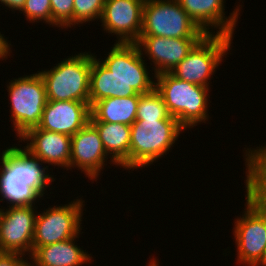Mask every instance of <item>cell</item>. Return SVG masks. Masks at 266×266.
<instances>
[{
	"mask_svg": "<svg viewBox=\"0 0 266 266\" xmlns=\"http://www.w3.org/2000/svg\"><path fill=\"white\" fill-rule=\"evenodd\" d=\"M19 253L0 252V266H33Z\"/></svg>",
	"mask_w": 266,
	"mask_h": 266,
	"instance_id": "obj_27",
	"label": "cell"
},
{
	"mask_svg": "<svg viewBox=\"0 0 266 266\" xmlns=\"http://www.w3.org/2000/svg\"><path fill=\"white\" fill-rule=\"evenodd\" d=\"M91 123L98 130L107 155L110 154V163L130 170V125L107 122Z\"/></svg>",
	"mask_w": 266,
	"mask_h": 266,
	"instance_id": "obj_19",
	"label": "cell"
},
{
	"mask_svg": "<svg viewBox=\"0 0 266 266\" xmlns=\"http://www.w3.org/2000/svg\"><path fill=\"white\" fill-rule=\"evenodd\" d=\"M155 89L160 94L169 114L186 130L209 118V88L182 81L171 73L155 76Z\"/></svg>",
	"mask_w": 266,
	"mask_h": 266,
	"instance_id": "obj_2",
	"label": "cell"
},
{
	"mask_svg": "<svg viewBox=\"0 0 266 266\" xmlns=\"http://www.w3.org/2000/svg\"><path fill=\"white\" fill-rule=\"evenodd\" d=\"M242 217L235 221L234 238L237 245V262L257 266L266 250V210L257 202L246 198Z\"/></svg>",
	"mask_w": 266,
	"mask_h": 266,
	"instance_id": "obj_8",
	"label": "cell"
},
{
	"mask_svg": "<svg viewBox=\"0 0 266 266\" xmlns=\"http://www.w3.org/2000/svg\"><path fill=\"white\" fill-rule=\"evenodd\" d=\"M52 26L61 27L63 29L73 27V9L74 0H50Z\"/></svg>",
	"mask_w": 266,
	"mask_h": 266,
	"instance_id": "obj_25",
	"label": "cell"
},
{
	"mask_svg": "<svg viewBox=\"0 0 266 266\" xmlns=\"http://www.w3.org/2000/svg\"><path fill=\"white\" fill-rule=\"evenodd\" d=\"M257 266H266V250L262 258V261Z\"/></svg>",
	"mask_w": 266,
	"mask_h": 266,
	"instance_id": "obj_32",
	"label": "cell"
},
{
	"mask_svg": "<svg viewBox=\"0 0 266 266\" xmlns=\"http://www.w3.org/2000/svg\"><path fill=\"white\" fill-rule=\"evenodd\" d=\"M19 139V142H30L24 148L41 162L70 169L71 136L37 126L27 130Z\"/></svg>",
	"mask_w": 266,
	"mask_h": 266,
	"instance_id": "obj_14",
	"label": "cell"
},
{
	"mask_svg": "<svg viewBox=\"0 0 266 266\" xmlns=\"http://www.w3.org/2000/svg\"><path fill=\"white\" fill-rule=\"evenodd\" d=\"M145 0H105L101 17L105 32L116 34V43H136L142 30Z\"/></svg>",
	"mask_w": 266,
	"mask_h": 266,
	"instance_id": "obj_11",
	"label": "cell"
},
{
	"mask_svg": "<svg viewBox=\"0 0 266 266\" xmlns=\"http://www.w3.org/2000/svg\"><path fill=\"white\" fill-rule=\"evenodd\" d=\"M81 198L69 204L49 207L38 213L35 222L33 247H41L64 241L81 233L83 206Z\"/></svg>",
	"mask_w": 266,
	"mask_h": 266,
	"instance_id": "obj_9",
	"label": "cell"
},
{
	"mask_svg": "<svg viewBox=\"0 0 266 266\" xmlns=\"http://www.w3.org/2000/svg\"><path fill=\"white\" fill-rule=\"evenodd\" d=\"M105 60L92 53L89 105L110 97L146 94L155 89L146 62L136 43H114ZM143 57V58H142Z\"/></svg>",
	"mask_w": 266,
	"mask_h": 266,
	"instance_id": "obj_1",
	"label": "cell"
},
{
	"mask_svg": "<svg viewBox=\"0 0 266 266\" xmlns=\"http://www.w3.org/2000/svg\"><path fill=\"white\" fill-rule=\"evenodd\" d=\"M11 44L7 41L6 38H4V35L0 33V59L4 60L5 58L7 59V56H10V50ZM4 58V59H3Z\"/></svg>",
	"mask_w": 266,
	"mask_h": 266,
	"instance_id": "obj_28",
	"label": "cell"
},
{
	"mask_svg": "<svg viewBox=\"0 0 266 266\" xmlns=\"http://www.w3.org/2000/svg\"><path fill=\"white\" fill-rule=\"evenodd\" d=\"M141 94L128 97L101 99L90 106V122H107L132 125L136 121Z\"/></svg>",
	"mask_w": 266,
	"mask_h": 266,
	"instance_id": "obj_20",
	"label": "cell"
},
{
	"mask_svg": "<svg viewBox=\"0 0 266 266\" xmlns=\"http://www.w3.org/2000/svg\"><path fill=\"white\" fill-rule=\"evenodd\" d=\"M250 149V150H249ZM247 148L246 155V198L258 201L266 193V145L256 149Z\"/></svg>",
	"mask_w": 266,
	"mask_h": 266,
	"instance_id": "obj_22",
	"label": "cell"
},
{
	"mask_svg": "<svg viewBox=\"0 0 266 266\" xmlns=\"http://www.w3.org/2000/svg\"><path fill=\"white\" fill-rule=\"evenodd\" d=\"M7 88L11 104L10 118L17 137H20L27 130L40 124L48 101L46 86L38 72L11 80Z\"/></svg>",
	"mask_w": 266,
	"mask_h": 266,
	"instance_id": "obj_6",
	"label": "cell"
},
{
	"mask_svg": "<svg viewBox=\"0 0 266 266\" xmlns=\"http://www.w3.org/2000/svg\"><path fill=\"white\" fill-rule=\"evenodd\" d=\"M22 12L25 13L26 19L32 23L43 20L52 25L50 0H26Z\"/></svg>",
	"mask_w": 266,
	"mask_h": 266,
	"instance_id": "obj_26",
	"label": "cell"
},
{
	"mask_svg": "<svg viewBox=\"0 0 266 266\" xmlns=\"http://www.w3.org/2000/svg\"><path fill=\"white\" fill-rule=\"evenodd\" d=\"M0 208V252L31 256L37 210L33 205ZM5 211V212H4Z\"/></svg>",
	"mask_w": 266,
	"mask_h": 266,
	"instance_id": "obj_10",
	"label": "cell"
},
{
	"mask_svg": "<svg viewBox=\"0 0 266 266\" xmlns=\"http://www.w3.org/2000/svg\"><path fill=\"white\" fill-rule=\"evenodd\" d=\"M182 9L192 18L198 27L206 34L233 36L240 5L236 6L230 16L225 17V0H177ZM217 28L215 32L209 29ZM219 27V28H218Z\"/></svg>",
	"mask_w": 266,
	"mask_h": 266,
	"instance_id": "obj_16",
	"label": "cell"
},
{
	"mask_svg": "<svg viewBox=\"0 0 266 266\" xmlns=\"http://www.w3.org/2000/svg\"><path fill=\"white\" fill-rule=\"evenodd\" d=\"M105 0H74L73 26L101 19Z\"/></svg>",
	"mask_w": 266,
	"mask_h": 266,
	"instance_id": "obj_24",
	"label": "cell"
},
{
	"mask_svg": "<svg viewBox=\"0 0 266 266\" xmlns=\"http://www.w3.org/2000/svg\"><path fill=\"white\" fill-rule=\"evenodd\" d=\"M130 127V169L148 167L169 153L185 130L178 120L135 121Z\"/></svg>",
	"mask_w": 266,
	"mask_h": 266,
	"instance_id": "obj_3",
	"label": "cell"
},
{
	"mask_svg": "<svg viewBox=\"0 0 266 266\" xmlns=\"http://www.w3.org/2000/svg\"><path fill=\"white\" fill-rule=\"evenodd\" d=\"M201 39L140 36L136 44L142 56L146 55L153 62L155 78L162 73H171Z\"/></svg>",
	"mask_w": 266,
	"mask_h": 266,
	"instance_id": "obj_12",
	"label": "cell"
},
{
	"mask_svg": "<svg viewBox=\"0 0 266 266\" xmlns=\"http://www.w3.org/2000/svg\"><path fill=\"white\" fill-rule=\"evenodd\" d=\"M90 116L89 102L48 100L38 127L73 136L90 122Z\"/></svg>",
	"mask_w": 266,
	"mask_h": 266,
	"instance_id": "obj_15",
	"label": "cell"
},
{
	"mask_svg": "<svg viewBox=\"0 0 266 266\" xmlns=\"http://www.w3.org/2000/svg\"><path fill=\"white\" fill-rule=\"evenodd\" d=\"M257 202L266 210V193Z\"/></svg>",
	"mask_w": 266,
	"mask_h": 266,
	"instance_id": "obj_30",
	"label": "cell"
},
{
	"mask_svg": "<svg viewBox=\"0 0 266 266\" xmlns=\"http://www.w3.org/2000/svg\"><path fill=\"white\" fill-rule=\"evenodd\" d=\"M107 156L99 132L91 122L71 136L70 169L77 167L90 180L97 181L101 170L107 165Z\"/></svg>",
	"mask_w": 266,
	"mask_h": 266,
	"instance_id": "obj_13",
	"label": "cell"
},
{
	"mask_svg": "<svg viewBox=\"0 0 266 266\" xmlns=\"http://www.w3.org/2000/svg\"><path fill=\"white\" fill-rule=\"evenodd\" d=\"M76 238L79 236L60 241L54 244L32 247L31 262L34 266H82L90 263L93 258L75 245ZM85 251V252H84Z\"/></svg>",
	"mask_w": 266,
	"mask_h": 266,
	"instance_id": "obj_17",
	"label": "cell"
},
{
	"mask_svg": "<svg viewBox=\"0 0 266 266\" xmlns=\"http://www.w3.org/2000/svg\"><path fill=\"white\" fill-rule=\"evenodd\" d=\"M26 0H0L1 4L12 10L22 11Z\"/></svg>",
	"mask_w": 266,
	"mask_h": 266,
	"instance_id": "obj_29",
	"label": "cell"
},
{
	"mask_svg": "<svg viewBox=\"0 0 266 266\" xmlns=\"http://www.w3.org/2000/svg\"><path fill=\"white\" fill-rule=\"evenodd\" d=\"M146 120H177L169 114L164 100L156 89L141 94L139 98L136 121Z\"/></svg>",
	"mask_w": 266,
	"mask_h": 266,
	"instance_id": "obj_23",
	"label": "cell"
},
{
	"mask_svg": "<svg viewBox=\"0 0 266 266\" xmlns=\"http://www.w3.org/2000/svg\"><path fill=\"white\" fill-rule=\"evenodd\" d=\"M0 202L6 200L9 206L35 205L42 197L34 188L24 185L15 175V170H10V147L1 154L0 162Z\"/></svg>",
	"mask_w": 266,
	"mask_h": 266,
	"instance_id": "obj_21",
	"label": "cell"
},
{
	"mask_svg": "<svg viewBox=\"0 0 266 266\" xmlns=\"http://www.w3.org/2000/svg\"><path fill=\"white\" fill-rule=\"evenodd\" d=\"M41 163L43 162L25 148L22 149L13 145L10 147V170H15V175L19 181L34 188L43 198L46 188L55 179L48 173V166L43 167Z\"/></svg>",
	"mask_w": 266,
	"mask_h": 266,
	"instance_id": "obj_18",
	"label": "cell"
},
{
	"mask_svg": "<svg viewBox=\"0 0 266 266\" xmlns=\"http://www.w3.org/2000/svg\"><path fill=\"white\" fill-rule=\"evenodd\" d=\"M158 263H160V262H158L156 260V258H154V259L152 258V259H150V262H149L148 266H159Z\"/></svg>",
	"mask_w": 266,
	"mask_h": 266,
	"instance_id": "obj_31",
	"label": "cell"
},
{
	"mask_svg": "<svg viewBox=\"0 0 266 266\" xmlns=\"http://www.w3.org/2000/svg\"><path fill=\"white\" fill-rule=\"evenodd\" d=\"M205 35L177 0H145L140 36L203 38Z\"/></svg>",
	"mask_w": 266,
	"mask_h": 266,
	"instance_id": "obj_5",
	"label": "cell"
},
{
	"mask_svg": "<svg viewBox=\"0 0 266 266\" xmlns=\"http://www.w3.org/2000/svg\"><path fill=\"white\" fill-rule=\"evenodd\" d=\"M232 36L205 35L188 55L171 71L176 78L209 88L210 77L228 54ZM227 52V53H226Z\"/></svg>",
	"mask_w": 266,
	"mask_h": 266,
	"instance_id": "obj_7",
	"label": "cell"
},
{
	"mask_svg": "<svg viewBox=\"0 0 266 266\" xmlns=\"http://www.w3.org/2000/svg\"><path fill=\"white\" fill-rule=\"evenodd\" d=\"M78 53L64 59L50 70H42L47 99L89 102L92 54Z\"/></svg>",
	"mask_w": 266,
	"mask_h": 266,
	"instance_id": "obj_4",
	"label": "cell"
}]
</instances>
